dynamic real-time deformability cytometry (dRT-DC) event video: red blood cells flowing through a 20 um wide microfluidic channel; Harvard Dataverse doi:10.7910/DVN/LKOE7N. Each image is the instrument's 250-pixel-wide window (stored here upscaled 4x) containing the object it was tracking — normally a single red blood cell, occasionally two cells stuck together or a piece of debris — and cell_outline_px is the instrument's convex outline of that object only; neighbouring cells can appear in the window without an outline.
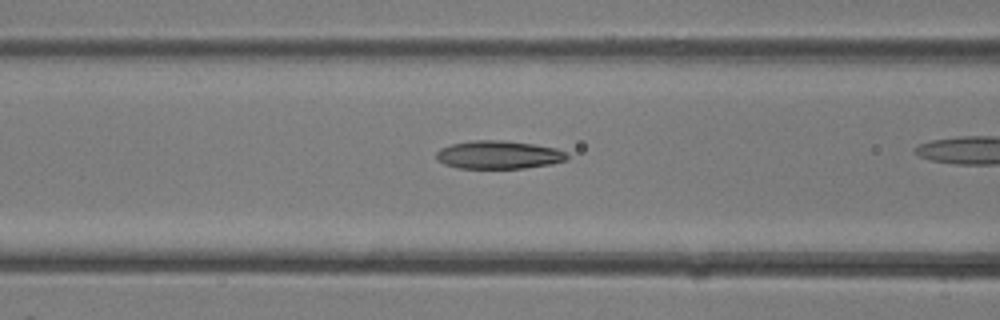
{"species": "common noctule bat (a hibernating species)", "species_latin": "Nyctalus noctula", "temperature_condition": "room temperature", "stored_images_in_passage": 24, "camera_frame_rate_fps": 3000, "um_per_image_px": 0.085, "animal": {"sex": "female"}, "frame": {"image": 1, "passage_image": 11, "time_ms": 3.333, "image_size_px": [1000, 320], "cell_outline_px": [[568, 160], [552, 164], [524, 168], [456, 168], [444, 164], [436, 160], [436, 152], [440, 148], [452, 144], [472, 140], [504, 140], [532, 144], [556, 148], [564, 152], [568, 156]], "centroid_in_image_um": [42.36, 13.16], "position_along_channel_um": 124.2, "area_um2": 21.56}}
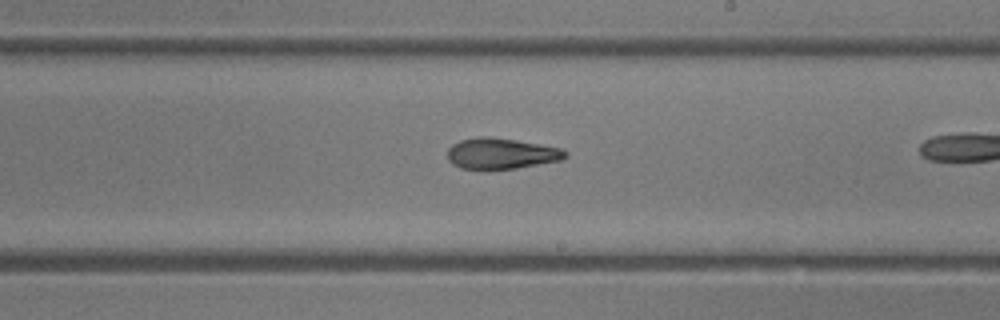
{"frame": {"image": 2, "passage_image": 17, "time_ms": 5.333, "image_size_px": [1000, 320], "cell_outline_px": [[568, 156], [560, 160], [516, 168], [484, 172], [460, 168], [452, 164], [448, 160], [448, 148], [452, 144], [460, 140], [480, 136], [488, 136], [516, 140], [540, 144], [560, 148], [568, 152]], "centroid_in_image_um": [42.54, 13.08], "position_along_channel_um": 246.5, "area_um2": 21.79}}
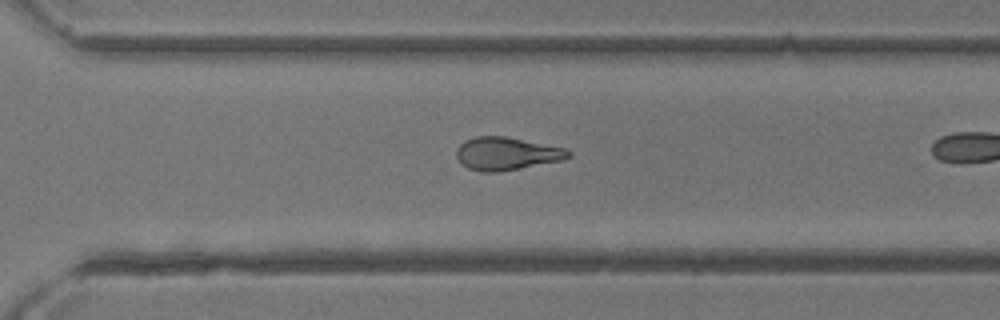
{"frame": {"image": 3, "passage_image": 21, "time_ms": 6.667, "image_size_px": [1000, 320], "cell_outline_px": [[572, 156], [564, 160], [500, 172], [480, 172], [468, 168], [460, 164], [456, 156], [456, 148], [464, 140], [476, 136], [508, 136], [564, 148], [572, 152]], "centroid_in_image_um": [43.05, 13.06], "position_along_channel_um": 327.6, "area_um2": 21.85}}